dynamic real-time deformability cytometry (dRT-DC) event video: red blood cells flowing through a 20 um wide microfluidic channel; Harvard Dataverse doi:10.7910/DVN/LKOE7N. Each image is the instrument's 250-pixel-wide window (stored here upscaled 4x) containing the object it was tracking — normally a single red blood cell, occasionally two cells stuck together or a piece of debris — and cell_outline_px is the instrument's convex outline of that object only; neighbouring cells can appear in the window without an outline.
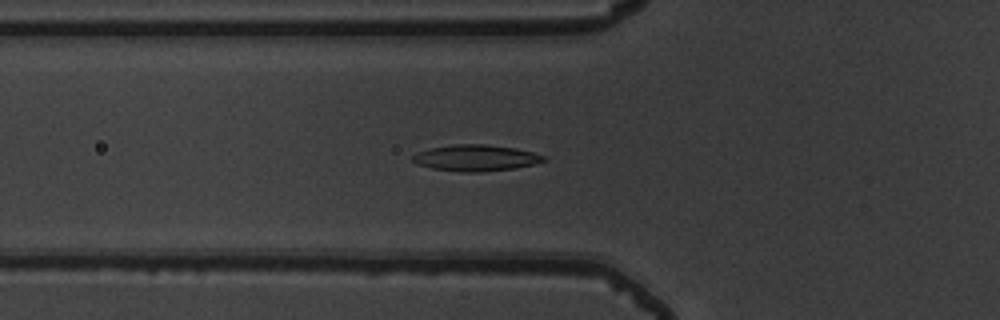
{"species": "common noctule bat (a hibernating species)", "species_latin": "Nyctalus noctula", "temperature_condition": "warm", "stored_images_in_passage": 54, "camera_frame_rate_fps": 3000, "um_per_image_px": 0.085, "animal": {"sex": "male", "body_mass_g": 19.5, "forearm_length_mm": 54.6}, "frame": {"image": 1, "passage_image": 20, "time_ms": 6.333, "image_size_px": [1000, 320], "cell_outline_px": [[548, 160], [536, 164], [516, 168], [480, 172], [460, 172], [432, 168], [420, 164], [412, 160], [412, 156], [416, 152], [432, 148], [452, 144], [484, 144], [516, 148], [532, 152], [544, 156]], "centroid_in_image_um": [40.48, 13.42], "position_along_channel_um": 85.3, "area_um2": 20.06}}
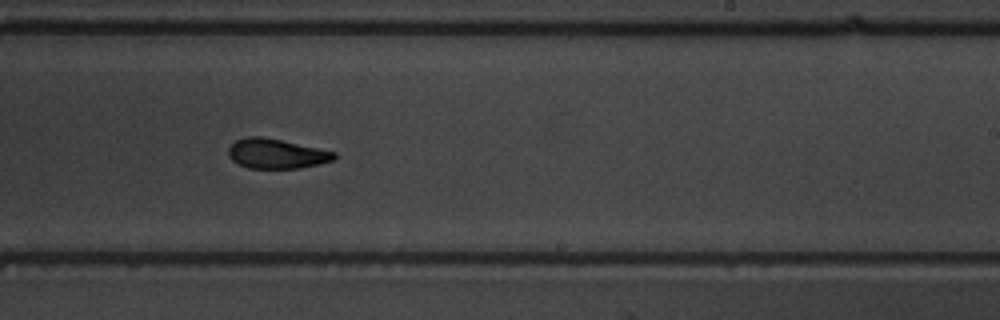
{"frame": {"image": 2, "passage_image": 34, "time_ms": 11.0, "image_size_px": [1000, 320], "cell_outline_px": [[336, 156], [332, 160], [300, 168], [248, 168], [232, 160], [228, 156], [228, 148], [236, 140], [244, 136], [260, 136], [280, 140], [336, 152]], "centroid_in_image_um": [23.44, 13.05], "position_along_channel_um": 265.6, "area_um2": 18.09}}
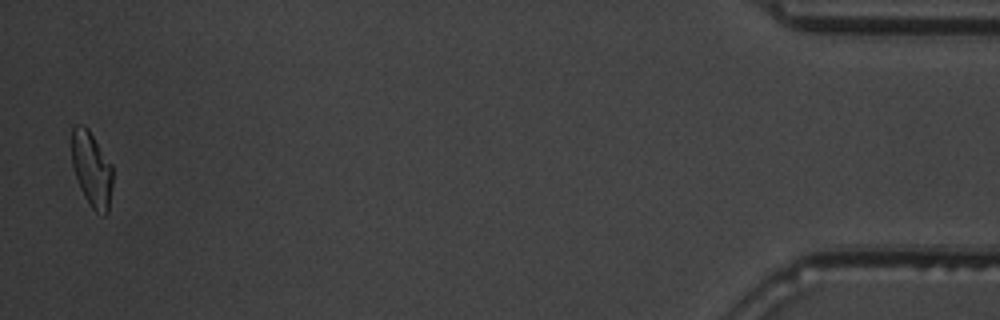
{"frame": {"image": 3, "passage_image": 53, "time_ms": 17.333, "image_size_px": [1000, 320], "cell_outline_px": [[112, 184], [108, 212], [104, 216], [100, 216], [92, 208], [80, 188], [72, 164], [72, 128], [76, 124], [84, 124], [88, 128], [112, 164]], "centroid_in_image_um": [7.8, 14.37], "position_along_channel_um": 427.4, "area_um2": 17.98}, "authors_computed_cell_mechanics": {"area_um2": 18.6405, "velocity_mm_per_s": 3.8604, "shape_relaxation_time_tau1_ms": 4.2898, "shape_relaxation_time_tau2_ms": 2.5092, "deformation_change_tau1": 0.1326, "deformation_change_tau2": 0.0907}}